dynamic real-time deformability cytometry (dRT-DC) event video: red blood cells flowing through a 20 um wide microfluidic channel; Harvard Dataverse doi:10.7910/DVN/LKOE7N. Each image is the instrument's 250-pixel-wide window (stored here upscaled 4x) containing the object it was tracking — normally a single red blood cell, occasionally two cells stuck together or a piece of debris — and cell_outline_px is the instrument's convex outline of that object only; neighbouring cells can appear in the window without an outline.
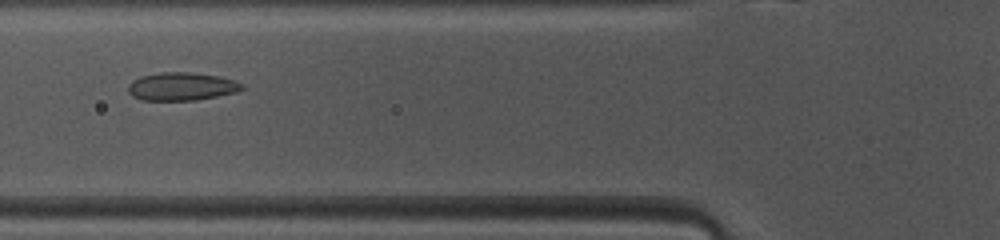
{"species": "common noctule bat (a hibernating species)", "species_latin": "Nyctalus noctula", "temperature_condition": "warm", "stored_images_in_passage": 35, "camera_frame_rate_fps": 3000, "um_per_image_px": 0.085, "animal": {"sex": "female", "body_mass_g": 10.0, "forearm_length_mm": 53.1}, "frame": {"image": 1, "passage_image": 4, "time_ms": 1.0, "image_size_px": [1000, 240], "cell_outline_px": [[244, 88], [236, 92], [196, 100], [140, 100], [132, 96], [128, 92], [128, 84], [132, 80], [140, 76], [160, 72], [188, 72], [220, 76], [244, 84]], "centroid_in_image_um": [15.4, 7.34], "position_along_channel_um": 110.4, "area_um2": 18.67}}
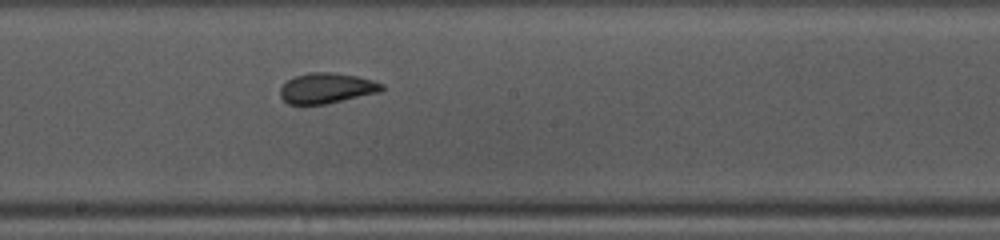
{"frame": {"image": 2, "passage_image": 12, "time_ms": 3.667, "image_size_px": [1000, 240], "cell_outline_px": [[384, 88], [380, 92], [324, 104], [288, 104], [280, 96], [280, 88], [292, 76], [308, 72], [328, 72], [356, 76], [372, 80], [384, 84]], "centroid_in_image_um": [27.75, 7.48], "position_along_channel_um": 220.5, "area_um2": 17.92}}
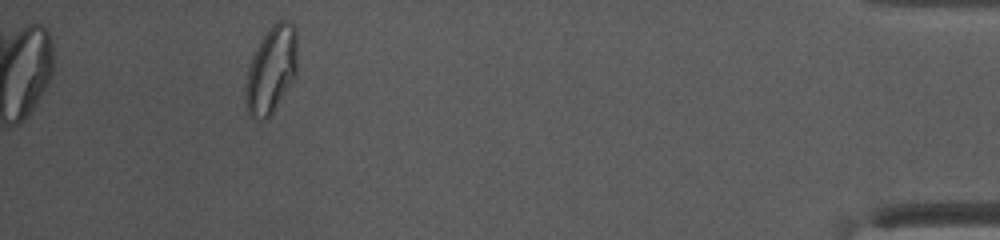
{"frame": {"image": 3, "passage_image": 31, "time_ms": 10.0, "image_size_px": [1000, 240], "cell_outline_px": [[296, 76], [272, 112], [264, 120], [256, 120], [248, 112], [244, 104], [244, 88], [248, 68], [252, 56], [260, 40], [268, 28], [276, 20], [288, 20], [296, 28]], "centroid_in_image_um": [23.03, 5.92], "position_along_channel_um": 412.2, "area_um2": 26.47}}